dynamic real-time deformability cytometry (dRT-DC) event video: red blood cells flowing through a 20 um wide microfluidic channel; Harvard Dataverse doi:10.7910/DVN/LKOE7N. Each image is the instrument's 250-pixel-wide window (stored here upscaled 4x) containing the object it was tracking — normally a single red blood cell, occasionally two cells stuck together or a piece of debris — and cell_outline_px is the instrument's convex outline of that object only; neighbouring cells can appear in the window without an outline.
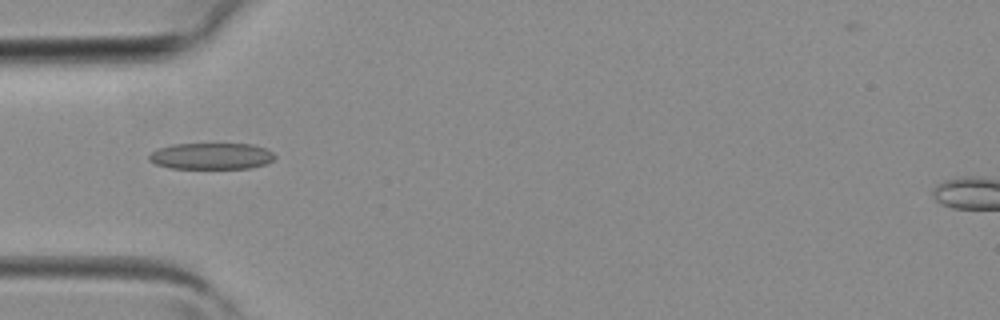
{"species": "common noctule bat (a hibernating species)", "species_latin": "Nyctalus noctula", "temperature_condition": "room temperature", "stored_images_in_passage": 4, "camera_frame_rate_fps": 3000, "um_per_image_px": 0.085, "animal": {"sex": "female", "body_mass_g": 19.3, "forearm_length_mm": 54.1}, "frame": {"image": 1, "passage_image": 4, "time_ms": 1.0, "image_size_px": [1000, 320], "cell_outline_px": [[276, 156], [268, 164], [248, 168], [172, 168], [156, 164], [148, 160], [148, 156], [156, 148], [172, 144], [252, 144], [264, 148], [272, 152]], "centroid_in_image_um": [17.95, 13.26], "position_along_channel_um": 67.0, "area_um2": 19.36}}